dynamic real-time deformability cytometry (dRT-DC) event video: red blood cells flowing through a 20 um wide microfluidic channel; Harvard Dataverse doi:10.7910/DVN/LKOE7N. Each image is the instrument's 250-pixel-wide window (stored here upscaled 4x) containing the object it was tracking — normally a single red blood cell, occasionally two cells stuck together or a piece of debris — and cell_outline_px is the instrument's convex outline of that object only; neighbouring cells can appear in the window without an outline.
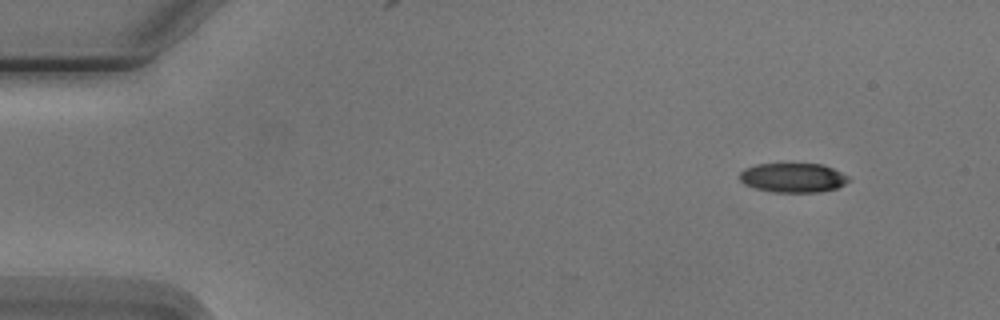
{"species": "Egyptian fruit bat (a non-hibernating species)", "species_latin": "Rousettus aegyptiacus", "temperature_condition": "cold", "stored_images_in_passage": 5, "segment_of_instrument_passage": [1, 2], "camera_frame_rate_fps": 3000, "um_per_image_px": 0.085, "animal": {"sex": "male"}, "frame": {"image": 1, "passage_image": 1, "time_ms": 0.0, "image_size_px": [1000, 320], "cell_outline_px": [[848, 180], [844, 184], [836, 188], [816, 192], [772, 192], [756, 188], [744, 184], [740, 180], [740, 172], [744, 168], [756, 164], [824, 164], [848, 176]], "centroid_in_image_um": [67.37, 15.1], "position_along_channel_um": 17.6, "area_um2": 18.5}}
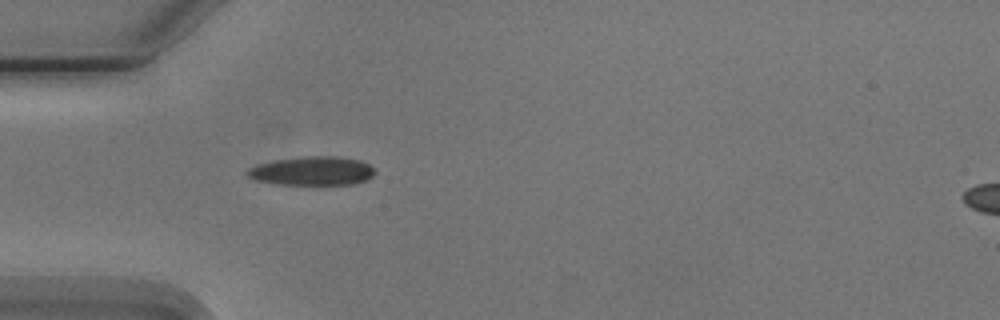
{"frame": {"image": 2, "passage_image": 4, "time_ms": 3.667, "image_size_px": [1000, 320], "cell_outline_px": [[376, 172], [368, 180], [352, 184], [276, 184], [256, 180], [248, 176], [244, 172], [248, 168], [256, 164], [276, 160], [304, 156], [336, 156], [360, 160], [368, 164]], "centroid_in_image_um": [26.52, 14.52], "position_along_channel_um": 58.5, "area_um2": 21.44}}